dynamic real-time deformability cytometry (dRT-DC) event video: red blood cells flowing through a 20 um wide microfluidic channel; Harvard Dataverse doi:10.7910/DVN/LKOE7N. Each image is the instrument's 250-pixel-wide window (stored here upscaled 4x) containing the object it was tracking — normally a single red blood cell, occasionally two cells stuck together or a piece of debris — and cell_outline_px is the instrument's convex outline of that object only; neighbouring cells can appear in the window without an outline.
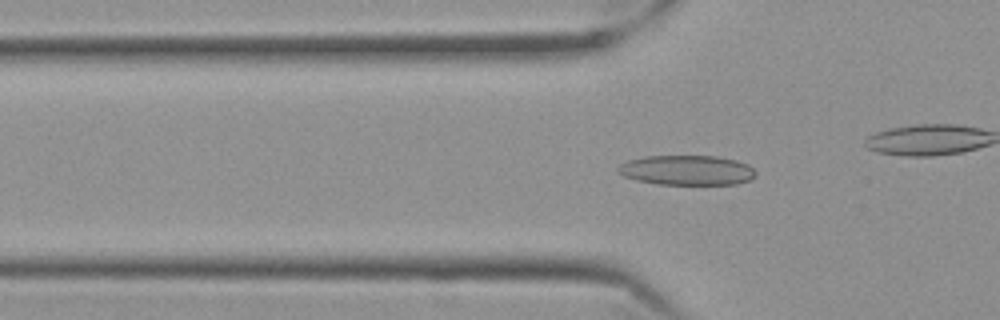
{"species": "Egyptian fruit bat (a non-hibernating species)", "species_latin": "Rousettus aegyptiacus", "temperature_condition": "cold", "stored_images_in_passage": 58, "camera_frame_rate_fps": 3000, "um_per_image_px": 0.085, "frame": {"image": 1, "passage_image": 18, "time_ms": 5.667, "image_size_px": [1000, 320], "cell_outline_px": [[756, 176], [748, 180], [736, 184], [656, 184], [636, 180], [624, 176], [616, 168], [620, 164], [628, 160], [644, 156], [716, 156], [736, 160], [748, 164], [756, 172]], "centroid_in_image_um": [58.38, 14.46], "position_along_channel_um": 67.4, "area_um2": 23.93}}
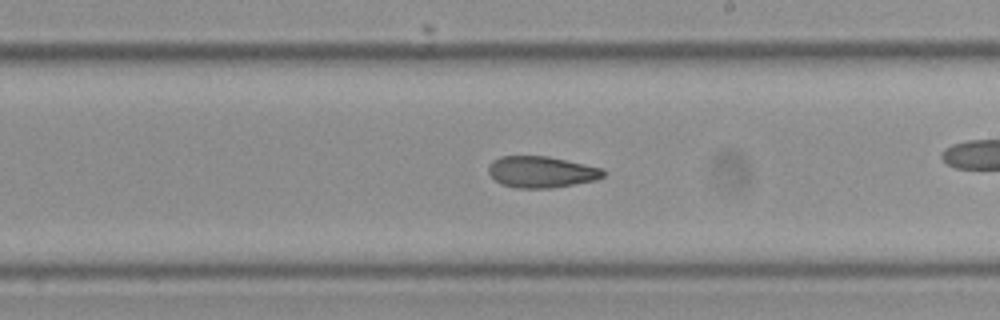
{"frame": {"image": 2, "passage_image": 33, "time_ms": 10.667, "image_size_px": [1000, 320], "cell_outline_px": [[604, 176], [596, 180], [552, 188], [516, 188], [500, 184], [488, 172], [488, 168], [492, 160], [500, 156], [548, 156], [604, 168]], "centroid_in_image_um": [46.02, 14.61], "position_along_channel_um": 243.0, "area_um2": 21.1}}
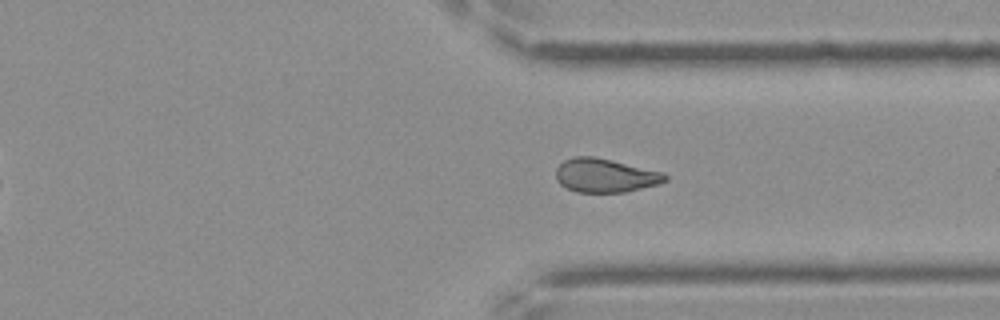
{"frame": {"image": 3, "passage_image": 43, "time_ms": 14.0, "image_size_px": [1000, 320], "cell_outline_px": [[668, 180], [660, 184], [624, 192], [576, 192], [560, 184], [556, 180], [556, 168], [564, 160], [572, 156], [592, 156], [612, 160], [664, 172], [668, 176]], "centroid_in_image_um": [51.45, 14.91], "position_along_channel_um": 359.9, "area_um2": 21.62}, "authors_computed_cell_mechanics": {"area_um2": 22.1663, "velocity_mm_per_s": 3.5062, "shape_relaxation_time_tau1_ms": null, "shape_relaxation_time_tau2_ms": 4.9469, "deformation_change_tau1": null, "deformation_change_tau2": 0.113}}